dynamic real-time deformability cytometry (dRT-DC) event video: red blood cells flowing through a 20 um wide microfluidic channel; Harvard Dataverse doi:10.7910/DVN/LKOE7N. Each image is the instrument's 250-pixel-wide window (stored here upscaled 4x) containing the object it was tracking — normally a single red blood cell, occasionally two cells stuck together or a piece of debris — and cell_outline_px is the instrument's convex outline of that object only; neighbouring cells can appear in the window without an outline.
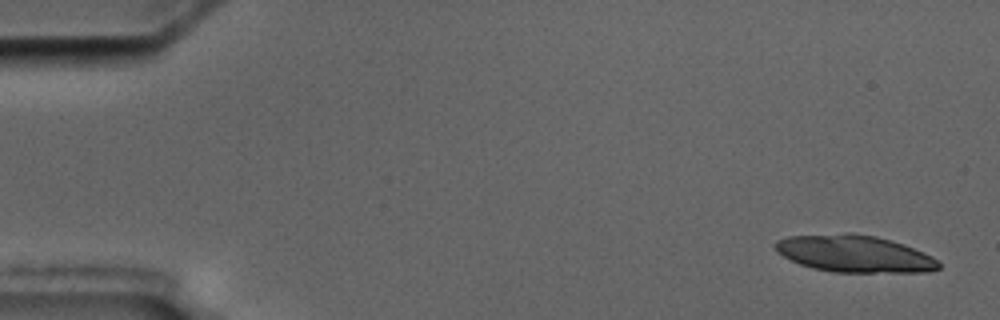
{"species": "common noctule bat (a hibernating species)", "species_latin": "Nyctalus noctula", "temperature_condition": "cold", "stored_images_in_passage": 9, "camera_frame_rate_fps": 3000, "um_per_image_px": 0.085, "animal": {"sex": "male", "body_mass_g": 17.5, "forearm_length_mm": 52.3}, "frame": {"image": 1, "passage_image": 1, "time_ms": 0.0, "image_size_px": [1000, 320], "cell_outline_px": [[940, 268], [928, 272], [832, 272], [812, 268], [800, 264], [776, 252], [776, 240], [788, 236], [844, 232], [852, 232], [876, 236], [904, 244], [924, 252], [932, 256], [940, 264]], "centroid_in_image_um": [72.63, 21.55], "position_along_channel_um": 12.4, "area_um2": 35.49}}
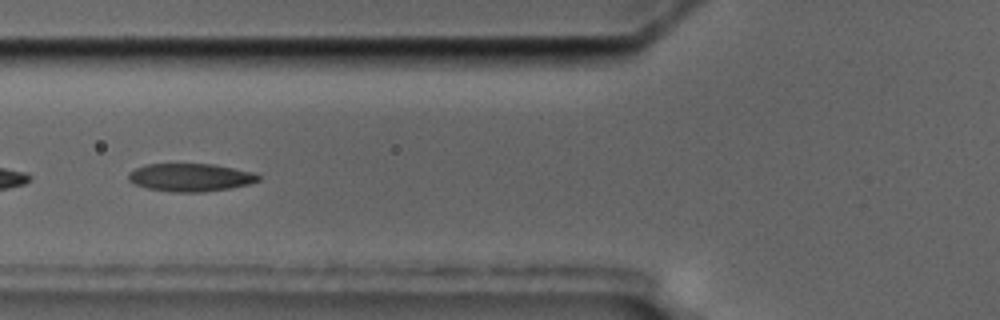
{"frame": {"image": 2, "passage_image": 7, "time_ms": 6.667, "image_size_px": [1000, 320], "cell_outline_px": [[260, 180], [248, 184], [228, 188], [200, 192], [172, 192], [148, 188], [136, 184], [128, 180], [128, 172], [144, 164], [212, 164], [252, 172], [260, 176]], "centroid_in_image_um": [16.15, 15.07], "position_along_channel_um": 109.7, "area_um2": 20.92}}
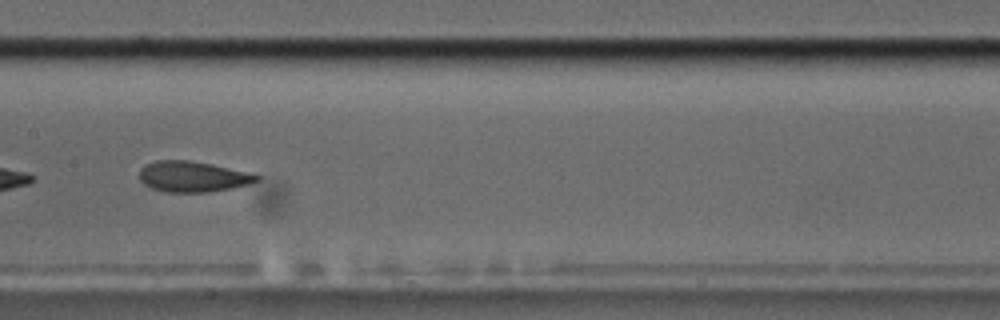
{"frame": {"image": 3, "passage_image": 9, "time_ms": 9.0, "image_size_px": [1000, 320], "cell_outline_px": [[260, 180], [252, 184], [232, 188], [208, 192], [164, 192], [152, 188], [144, 184], [140, 180], [140, 168], [144, 164], [156, 160], [188, 160], [212, 164], [260, 176]], "centroid_in_image_um": [16.35, 15.01], "position_along_channel_um": 191.0, "area_um2": 20.98}}